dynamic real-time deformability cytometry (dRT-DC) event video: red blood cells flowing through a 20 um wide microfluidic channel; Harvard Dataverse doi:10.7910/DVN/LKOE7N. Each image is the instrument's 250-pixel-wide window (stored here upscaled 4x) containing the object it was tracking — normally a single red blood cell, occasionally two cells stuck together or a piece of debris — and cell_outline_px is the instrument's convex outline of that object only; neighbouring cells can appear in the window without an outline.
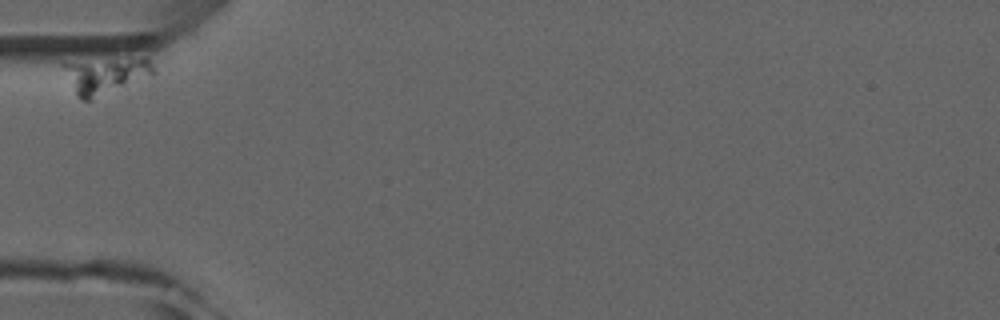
{"species": "common noctule bat (a hibernating species)", "species_latin": "Nyctalus noctula", "temperature_condition": "room temperature", "stored_images_in_passage": 2, "camera_frame_rate_fps": 3000, "um_per_image_px": 0.085, "animal": {"sex": "male", "forearm_length_mm": 52.5}, "frame": {"image": 1, "passage_image": 1, "time_ms": 0.0, "image_size_px": [1000, 320], "cell_outline_px": [[156, 72], [152, 76], [92, 100], [80, 100], [76, 96], [64, 64], [144, 56], [148, 56]], "centroid_in_image_um": [9.13, 6.42], "position_along_channel_um": 75.9, "area_um2": 18.73}}